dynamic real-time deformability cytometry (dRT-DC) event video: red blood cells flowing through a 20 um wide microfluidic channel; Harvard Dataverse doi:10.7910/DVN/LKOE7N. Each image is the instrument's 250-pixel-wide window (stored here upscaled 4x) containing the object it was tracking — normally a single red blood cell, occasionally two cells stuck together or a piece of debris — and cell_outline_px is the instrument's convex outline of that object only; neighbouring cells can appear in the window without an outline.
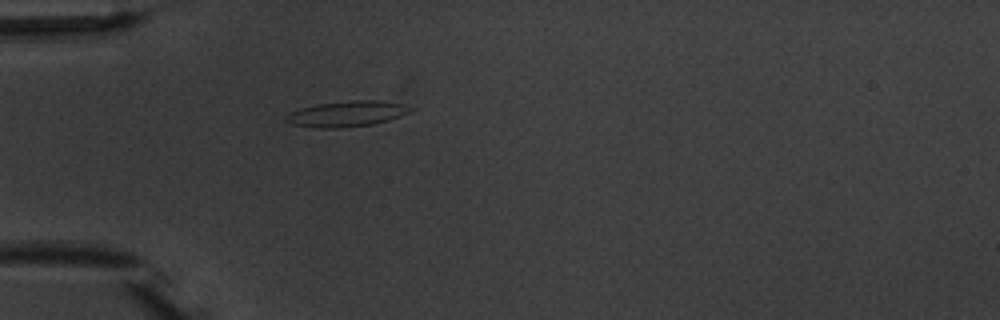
{"species": "common noctule bat (a hibernating species)", "species_latin": "Nyctalus noctula", "temperature_condition": "warm", "stored_images_in_passage": 3, "camera_frame_rate_fps": 3000, "um_per_image_px": 0.085, "animal": {"sex": "male", "body_mass_g": 20.1, "forearm_length_mm": 53.5}, "frame": {"image": 1, "passage_image": 3, "time_ms": 2.333, "image_size_px": [1000, 320], "cell_outline_px": [[412, 108], [408, 112], [400, 116], [388, 120], [372, 124], [340, 128], [320, 128], [288, 124], [284, 120], [284, 116], [300, 108], [320, 104], [352, 100], [380, 100], [400, 104]], "centroid_in_image_um": [29.41, 9.68], "position_along_channel_um": 55.6, "area_um2": 18.38}}